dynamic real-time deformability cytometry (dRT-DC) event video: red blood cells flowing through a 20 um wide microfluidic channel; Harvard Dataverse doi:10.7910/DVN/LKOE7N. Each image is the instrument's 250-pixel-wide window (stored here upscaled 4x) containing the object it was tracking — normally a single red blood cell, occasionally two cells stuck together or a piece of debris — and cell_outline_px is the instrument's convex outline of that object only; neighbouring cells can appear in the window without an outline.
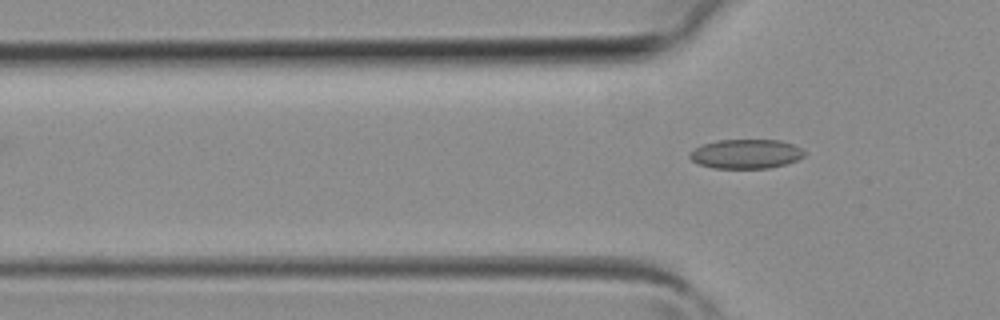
{"species": "common noctule bat (a hibernating species)", "species_latin": "Nyctalus noctula", "temperature_condition": "room temperature", "stored_images_in_passage": 3, "camera_frame_rate_fps": 3000, "um_per_image_px": 0.085, "animal": {"sex": "female", "body_mass_g": 19.3, "forearm_length_mm": 54.1}, "frame": {"image": 1, "passage_image": 3, "time_ms": 0.667, "image_size_px": [1000, 320], "cell_outline_px": [[804, 156], [796, 160], [784, 164], [768, 168], [712, 168], [700, 164], [692, 160], [688, 156], [688, 152], [704, 144], [720, 140], [780, 140], [792, 144], [800, 148], [804, 152]], "centroid_in_image_um": [63.38, 13.08], "position_along_channel_um": 62.4, "area_um2": 19.36}}